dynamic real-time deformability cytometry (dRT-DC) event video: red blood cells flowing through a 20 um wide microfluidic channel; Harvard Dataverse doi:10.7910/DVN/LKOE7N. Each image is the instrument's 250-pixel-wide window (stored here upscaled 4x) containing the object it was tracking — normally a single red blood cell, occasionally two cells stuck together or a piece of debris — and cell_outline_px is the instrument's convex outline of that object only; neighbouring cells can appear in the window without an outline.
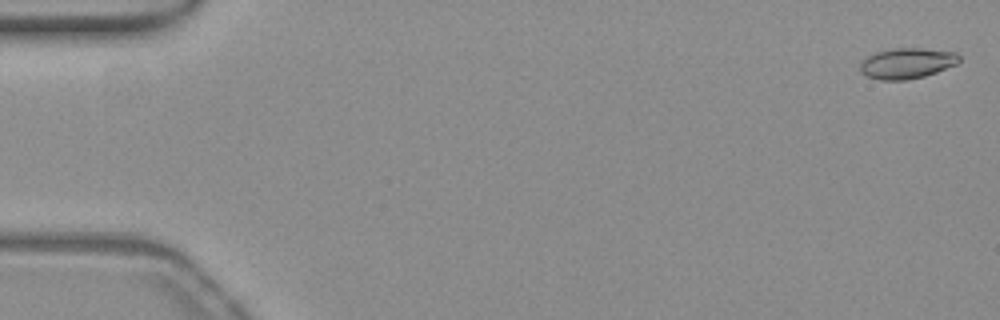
{"species": "common noctule bat (a hibernating species)", "species_latin": "Nyctalus noctula", "temperature_condition": "warm", "stored_images_in_passage": 49, "camera_frame_rate_fps": 3000, "um_per_image_px": 0.085, "animal": {"sex": "female", "body_mass_g": 19.3, "forearm_length_mm": 54.1}, "frame": {"image": 1, "passage_image": 1, "time_ms": 0.0, "image_size_px": [1000, 320], "cell_outline_px": [[960, 60], [956, 64], [936, 72], [924, 76], [904, 80], [880, 80], [868, 76], [860, 72], [860, 64], [868, 56], [876, 52], [896, 48], [920, 48], [956, 52], [960, 56]], "centroid_in_image_um": [77.1, 5.38], "position_along_channel_um": 7.9, "area_um2": 17.51}}
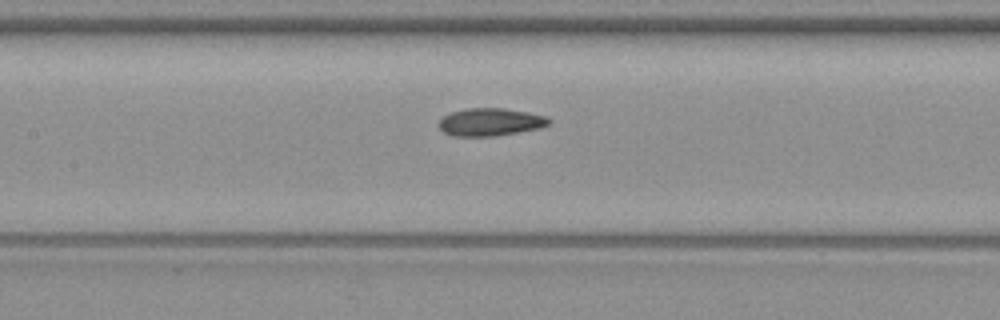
{"frame": {"image": 2, "passage_image": 25, "time_ms": 8.0, "image_size_px": [1000, 320], "cell_outline_px": [[552, 120], [548, 124], [540, 128], [496, 136], [452, 136], [444, 132], [436, 124], [444, 116], [452, 112], [464, 108], [504, 108], [528, 112], [548, 116]], "centroid_in_image_um": [41.68, 10.37], "position_along_channel_um": 165.7, "area_um2": 17.92}}
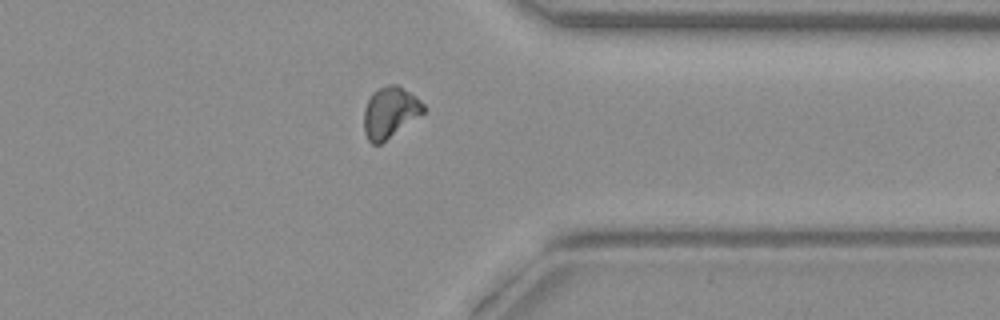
{"frame": {"image": 3, "passage_image": 42, "time_ms": 13.667, "image_size_px": [1000, 320], "cell_outline_px": [[424, 112], [380, 144], [372, 144], [368, 140], [364, 132], [364, 108], [372, 92], [388, 84], [396, 84], [420, 100], [424, 104]], "centroid_in_image_um": [33.11, 9.55], "position_along_channel_um": 378.3, "area_um2": 17.34}, "authors_computed_cell_mechanics": {"area_um2": 17.3978, "velocity_mm_per_s": 3.8739, "shape_relaxation_time_tau1_ms": null, "shape_relaxation_time_tau2_ms": 3.1623, "deformation_change_tau1": null, "deformation_change_tau2": 0.0841}}